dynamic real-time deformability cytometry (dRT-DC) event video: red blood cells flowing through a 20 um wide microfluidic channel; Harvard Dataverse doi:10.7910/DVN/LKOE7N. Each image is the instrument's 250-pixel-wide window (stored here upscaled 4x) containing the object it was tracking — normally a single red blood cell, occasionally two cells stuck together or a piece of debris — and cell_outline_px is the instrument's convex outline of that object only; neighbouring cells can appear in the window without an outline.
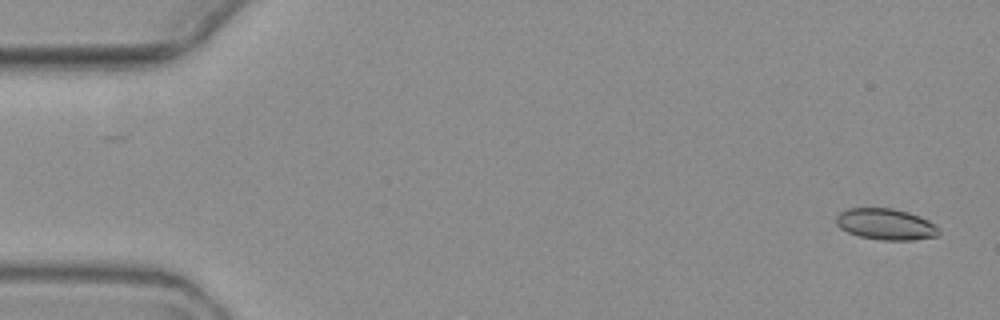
{"species": "common noctule bat (a hibernating species)", "species_latin": "Nyctalus noctula", "temperature_condition": "warm", "stored_images_in_passage": 5, "camera_frame_rate_fps": 3000, "um_per_image_px": 0.085, "animal": {"sex": "female", "body_mass_g": 19.3, "forearm_length_mm": 54.1}, "frame": {"image": 1, "passage_image": 1, "time_ms": 0.0, "image_size_px": [1000, 320], "cell_outline_px": [[940, 232], [936, 236], [912, 240], [884, 240], [860, 236], [848, 232], [840, 228], [836, 224], [836, 216], [840, 212], [848, 208], [892, 208], [908, 212], [920, 216], [936, 224], [940, 228]], "centroid_in_image_um": [75.31, 19.05], "position_along_channel_um": 9.7, "area_um2": 18.73}}
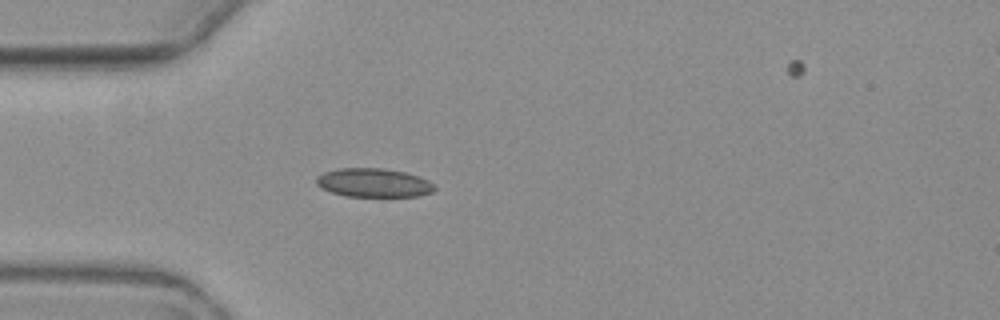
{"frame": {"image": 2, "passage_image": 4, "time_ms": 4.667, "image_size_px": [1000, 320], "cell_outline_px": [[436, 188], [432, 192], [416, 196], [344, 196], [320, 188], [316, 184], [316, 176], [324, 172], [336, 168], [384, 168], [404, 172], [428, 180]], "centroid_in_image_um": [31.7, 15.53], "position_along_channel_um": 53.3, "area_um2": 19.77}}